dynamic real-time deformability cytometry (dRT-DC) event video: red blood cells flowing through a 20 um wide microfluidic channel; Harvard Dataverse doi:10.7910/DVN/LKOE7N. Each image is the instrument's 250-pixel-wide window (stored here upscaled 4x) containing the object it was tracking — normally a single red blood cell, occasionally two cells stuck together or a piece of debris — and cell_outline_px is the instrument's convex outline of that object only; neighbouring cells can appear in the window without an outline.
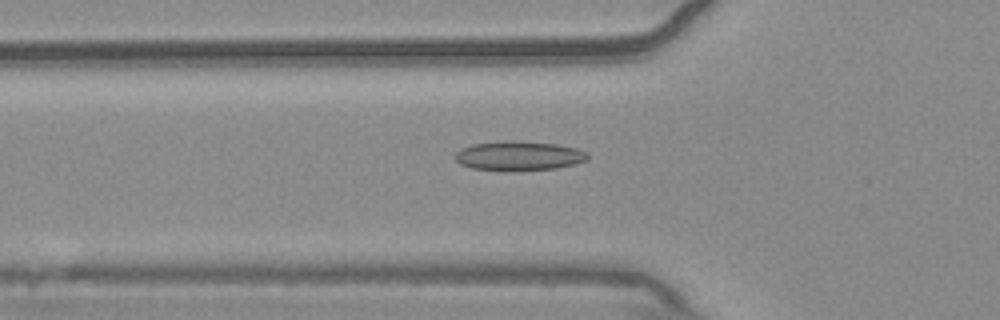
{"species": "common noctule bat (a hibernating species)", "species_latin": "Nyctalus noctula", "temperature_condition": "warm", "stored_images_in_passage": 49, "camera_frame_rate_fps": 3000, "um_per_image_px": 0.085, "animal": {"sex": "male", "body_mass_g": 20.4}, "frame": {"image": 1, "passage_image": 13, "time_ms": 4.0, "image_size_px": [1000, 320], "cell_outline_px": [[588, 160], [556, 168], [472, 168], [460, 164], [456, 160], [456, 152], [460, 148], [472, 144], [508, 140], [512, 140], [556, 144], [576, 148], [588, 152]], "centroid_in_image_um": [44.11, 13.19], "position_along_channel_um": 81.7, "area_um2": 21.73}}
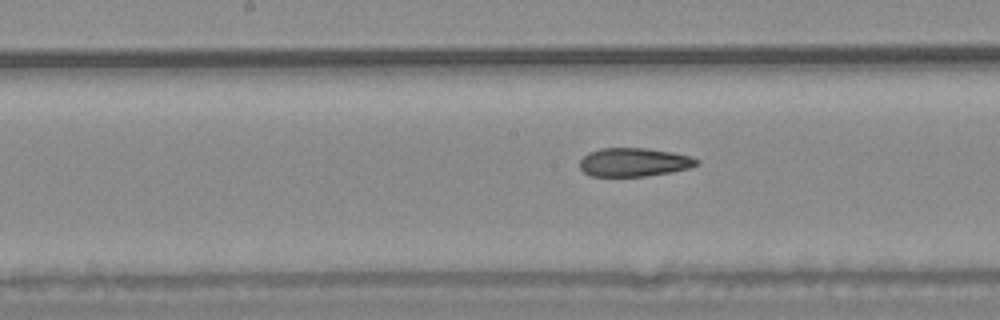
{"frame": {"image": 2, "passage_image": 22, "time_ms": 7.0, "image_size_px": [1000, 320], "cell_outline_px": [[700, 164], [688, 168], [672, 172], [648, 176], [592, 176], [584, 172], [580, 168], [580, 160], [588, 152], [600, 148], [648, 148], [672, 152], [692, 156], [700, 160]], "centroid_in_image_um": [53.92, 13.78], "position_along_channel_um": 194.3, "area_um2": 19.65}}
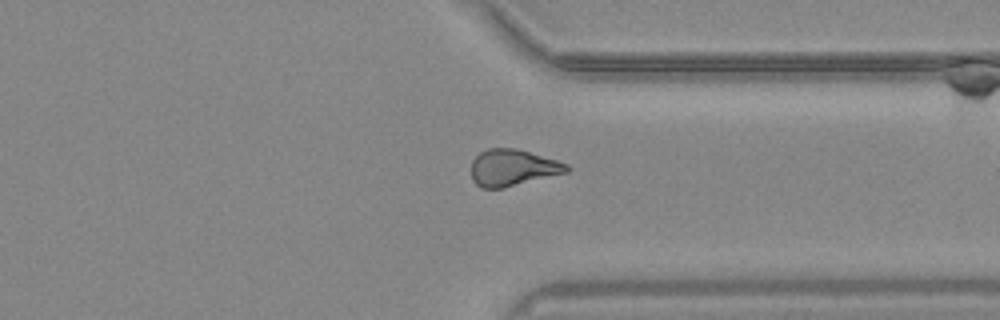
{"frame": {"image": 3, "passage_image": 36, "time_ms": 11.667, "image_size_px": [1000, 320], "cell_outline_px": [[572, 168], [568, 172], [504, 188], [480, 188], [472, 180], [472, 160], [480, 152], [488, 148], [516, 148], [556, 160], [568, 164]], "centroid_in_image_um": [43.58, 14.26], "position_along_channel_um": 367.8, "area_um2": 20.4}, "authors_computed_cell_mechanics": {"area_um2": 20.6346, "velocity_mm_per_s": 3.7278, "shape_relaxation_time_tau1_ms": null, "shape_relaxation_time_tau2_ms": 4.6786, "deformation_change_tau1": null, "deformation_change_tau2": 0.1184}}